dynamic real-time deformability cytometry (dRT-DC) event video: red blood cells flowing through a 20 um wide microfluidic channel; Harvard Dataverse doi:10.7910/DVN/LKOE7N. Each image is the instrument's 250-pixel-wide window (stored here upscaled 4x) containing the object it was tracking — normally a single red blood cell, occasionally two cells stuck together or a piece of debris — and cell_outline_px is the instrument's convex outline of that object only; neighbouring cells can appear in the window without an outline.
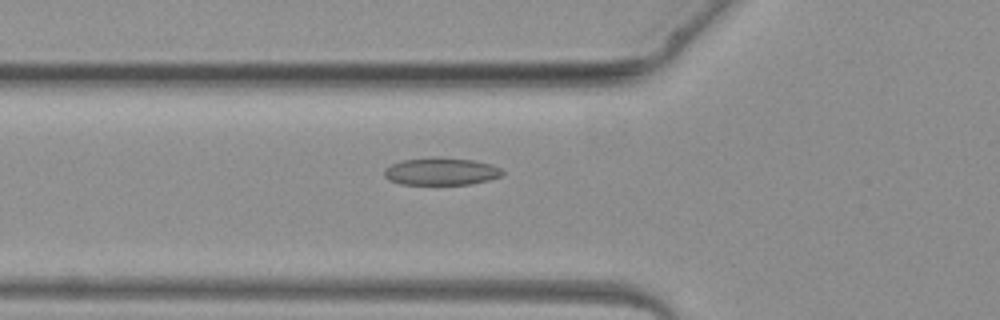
{"species": "common noctule bat (a hibernating species)", "species_latin": "Nyctalus noctula", "temperature_condition": "warm", "stored_images_in_passage": 5, "camera_frame_rate_fps": 3000, "um_per_image_px": 0.085, "animal": {"sex": "female", "body_mass_g": 19.3, "forearm_length_mm": 54.1}, "frame": {"image": 1, "passage_image": 5, "time_ms": 6.0, "image_size_px": [1000, 320], "cell_outline_px": [[504, 172], [500, 176], [488, 180], [472, 184], [400, 184], [388, 180], [384, 176], [384, 168], [400, 160], [432, 156], [440, 156], [472, 160], [492, 164], [500, 168]], "centroid_in_image_um": [37.46, 14.55], "position_along_channel_um": 88.3, "area_um2": 19.19}}